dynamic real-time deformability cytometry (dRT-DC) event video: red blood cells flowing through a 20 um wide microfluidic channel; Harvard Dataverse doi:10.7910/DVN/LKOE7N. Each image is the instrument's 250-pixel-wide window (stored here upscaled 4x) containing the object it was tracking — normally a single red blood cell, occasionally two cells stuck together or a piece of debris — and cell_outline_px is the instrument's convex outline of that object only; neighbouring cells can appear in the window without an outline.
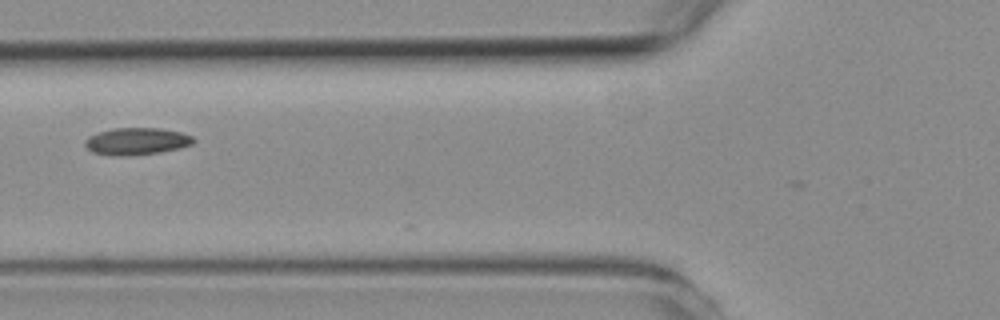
{"species": "common noctule bat (a hibernating species)", "species_latin": "Nyctalus noctula", "temperature_condition": "room temperature", "stored_images_in_passage": 5, "camera_frame_rate_fps": 3000, "um_per_image_px": 0.085, "animal": {"sex": "female", "body_mass_g": 19.3, "forearm_length_mm": 54.1}, "frame": {"image": 1, "passage_image": 5, "time_ms": 6.333, "image_size_px": [1000, 320], "cell_outline_px": [[196, 140], [192, 144], [180, 148], [160, 152], [128, 156], [112, 156], [92, 152], [84, 144], [84, 140], [88, 136], [112, 128], [160, 128], [180, 132], [192, 136]], "centroid_in_image_um": [11.6, 12.01], "position_along_channel_um": 114.2, "area_um2": 17.22}}